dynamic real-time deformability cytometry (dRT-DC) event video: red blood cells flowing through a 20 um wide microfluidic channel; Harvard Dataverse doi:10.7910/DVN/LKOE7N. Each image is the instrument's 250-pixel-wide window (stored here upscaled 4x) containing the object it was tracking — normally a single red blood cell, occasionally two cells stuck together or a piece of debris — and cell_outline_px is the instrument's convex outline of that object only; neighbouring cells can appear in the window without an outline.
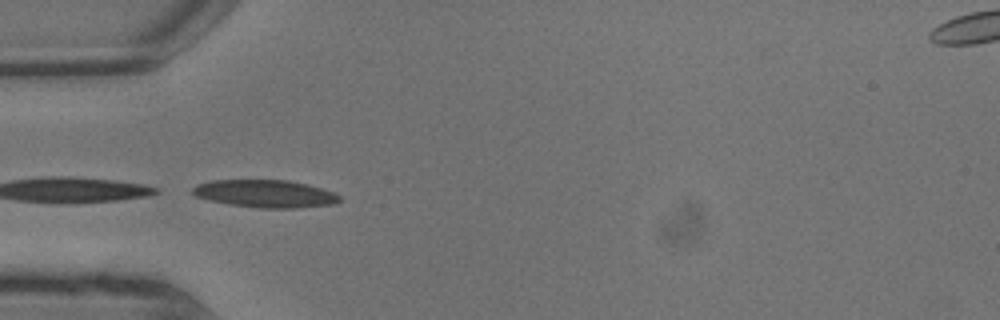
{"species": "common noctule bat (a hibernating species)", "species_latin": "Nyctalus noctula", "temperature_condition": "warm", "stored_images_in_passage": 6, "camera_frame_rate_fps": 3000, "um_per_image_px": 0.085, "animal": {"sex": "male", "body_mass_g": 13.3}, "frame": {"image": 1, "passage_image": 5, "time_ms": 1.333, "image_size_px": [1000, 320], "cell_outline_px": [[340, 200], [332, 204], [296, 208], [260, 208], [228, 204], [208, 200], [196, 196], [192, 192], [192, 188], [196, 184], [212, 180], [288, 180], [308, 184], [336, 192], [340, 196]], "centroid_in_image_um": [22.54, 16.46], "position_along_channel_um": 62.5, "area_um2": 23.76}}